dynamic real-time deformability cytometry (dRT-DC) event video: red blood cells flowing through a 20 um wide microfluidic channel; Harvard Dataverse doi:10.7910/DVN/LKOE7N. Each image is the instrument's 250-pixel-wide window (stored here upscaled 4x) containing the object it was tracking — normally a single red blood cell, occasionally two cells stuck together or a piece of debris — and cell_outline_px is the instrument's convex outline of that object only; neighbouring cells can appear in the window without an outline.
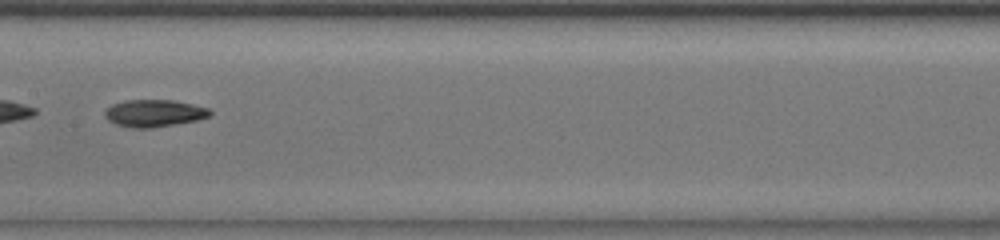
{"species": "common noctule bat (a hibernating species)", "species_latin": "Nyctalus noctula", "temperature_condition": "room temperature", "stored_images_in_passage": 43, "segment_of_instrument_passage": [2, 2], "camera_frame_rate_fps": 3000, "um_per_image_px": 0.085, "animal": {"sex": "male", "body_mass_g": 13.0, "forearm_length_mm": 53.1}, "frame": {"image": 1, "passage_image": 30, "time_ms": 9.667, "image_size_px": [1000, 240], "cell_outline_px": [[212, 116], [196, 120], [148, 128], [132, 128], [116, 124], [108, 120], [104, 116], [104, 112], [112, 104], [124, 100], [172, 100], [192, 104], [208, 108], [212, 112]], "centroid_in_image_um": [13.09, 9.61], "position_along_channel_um": 194.3, "area_um2": 16.53}}
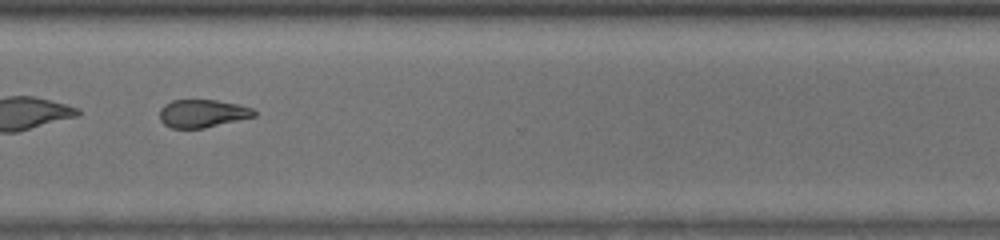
{"frame": {"image": 2, "passage_image": 42, "time_ms": 13.667, "image_size_px": [1000, 240], "cell_outline_px": [[256, 116], [204, 128], [172, 128], [164, 124], [160, 120], [160, 108], [164, 104], [172, 100], [216, 100], [240, 104], [252, 108], [256, 112]], "centroid_in_image_um": [17.21, 9.64], "position_along_channel_um": 353.4, "area_um2": 15.43}}